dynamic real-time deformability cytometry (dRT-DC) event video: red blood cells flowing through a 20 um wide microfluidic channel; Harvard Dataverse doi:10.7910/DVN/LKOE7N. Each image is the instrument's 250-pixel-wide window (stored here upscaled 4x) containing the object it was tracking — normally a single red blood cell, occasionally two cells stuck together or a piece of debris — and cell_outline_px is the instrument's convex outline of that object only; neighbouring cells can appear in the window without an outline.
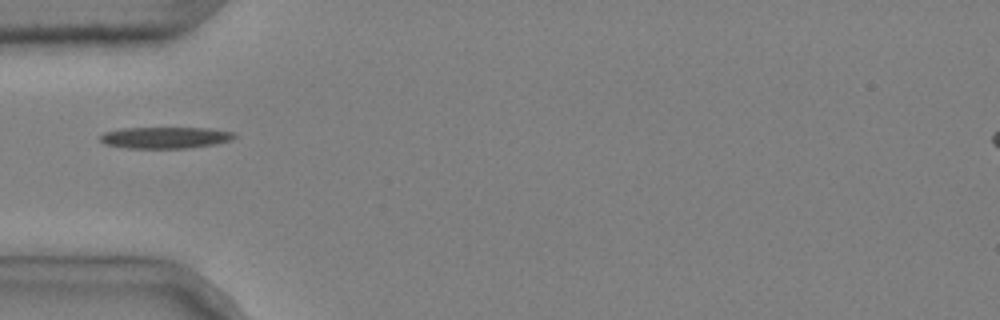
{"species": "common noctule bat (a hibernating species)", "species_latin": "Nyctalus noctula", "temperature_condition": "cold", "stored_images_in_passage": 1, "camera_frame_rate_fps": 3000, "um_per_image_px": 0.085, "animal": {"sex": "male", "body_mass_g": 20.4}, "frame": {"image": 1, "passage_image": 1, "time_ms": 0.0, "image_size_px": [1000, 320], "cell_outline_px": [[236, 136], [232, 140], [216, 144], [188, 148], [124, 148], [104, 144], [100, 140], [100, 136], [104, 132], [124, 128], [208, 128], [236, 132]], "centroid_in_image_um": [14.07, 11.7], "position_along_channel_um": 70.9, "area_um2": 16.94}}